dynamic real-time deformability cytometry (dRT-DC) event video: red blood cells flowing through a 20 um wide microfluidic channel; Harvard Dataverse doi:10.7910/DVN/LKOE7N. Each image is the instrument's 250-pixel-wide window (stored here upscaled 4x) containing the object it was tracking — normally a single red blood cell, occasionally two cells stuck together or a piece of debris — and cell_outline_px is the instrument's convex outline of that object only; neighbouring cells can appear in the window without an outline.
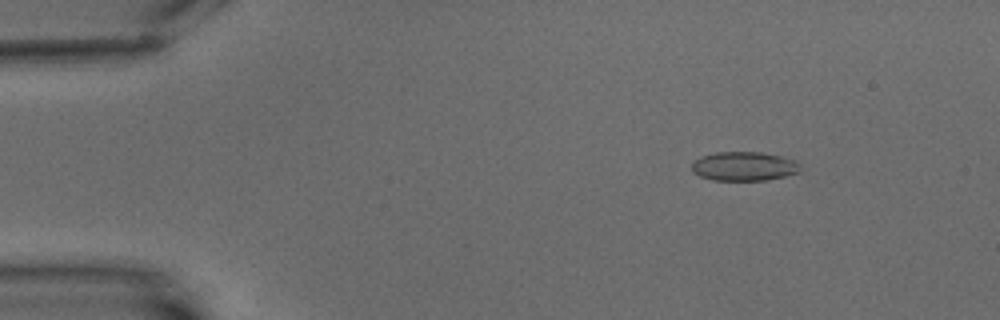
{"species": "common noctule bat (a hibernating species)", "species_latin": "Nyctalus noctula", "temperature_condition": "warm", "stored_images_in_passage": 6, "camera_frame_rate_fps": 3000, "um_per_image_px": 0.085, "animal": {"sex": "male", "body_mass_g": 15.6}, "frame": {"image": 1, "passage_image": 2, "time_ms": 1.0, "image_size_px": [1000, 320], "cell_outline_px": [[800, 172], [784, 176], [764, 180], [712, 180], [700, 176], [692, 172], [692, 160], [700, 156], [716, 152], [760, 152], [780, 156], [796, 160], [800, 164]], "centroid_in_image_um": [63.21, 14.13], "position_along_channel_um": 21.8, "area_um2": 18.5}}
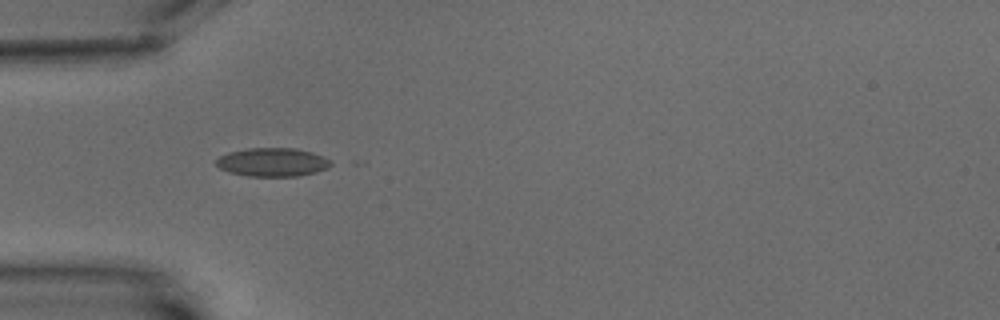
{"frame": {"image": 2, "passage_image": 5, "time_ms": 4.667, "image_size_px": [1000, 320], "cell_outline_px": [[336, 164], [328, 168], [316, 172], [296, 176], [248, 176], [232, 172], [220, 168], [216, 164], [216, 160], [220, 156], [228, 152], [248, 148], [296, 148], [312, 152], [324, 156]], "centroid_in_image_um": [23.22, 13.77], "position_along_channel_um": 61.8, "area_um2": 19.13}}